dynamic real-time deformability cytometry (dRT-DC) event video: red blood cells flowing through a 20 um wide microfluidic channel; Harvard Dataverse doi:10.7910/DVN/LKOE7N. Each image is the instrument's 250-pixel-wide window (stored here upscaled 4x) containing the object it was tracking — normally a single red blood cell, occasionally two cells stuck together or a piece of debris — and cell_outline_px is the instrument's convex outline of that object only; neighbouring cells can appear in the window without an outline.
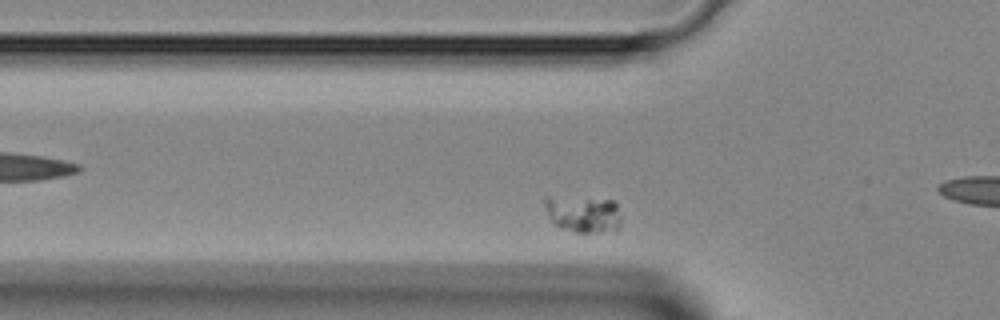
{"species": "Egyptian fruit bat (a non-hibernating species)", "species_latin": "Rousettus aegyptiacus", "temperature_condition": "room temperature", "stored_images_in_passage": 32, "camera_frame_rate_fps": 3000, "um_per_image_px": 0.085, "animal": {"sex": "female"}, "frame": {"image": 1, "passage_image": 8, "time_ms": 2.333, "image_size_px": [1000, 320], "cell_outline_px": [[620, 228], [600, 232], [576, 232], [560, 228], [548, 216], [544, 204], [544, 196], [548, 196], [612, 200], [616, 204], [620, 216]], "centroid_in_image_um": [49.55, 18.18], "position_along_channel_um": 76.3, "area_um2": 16.24}}
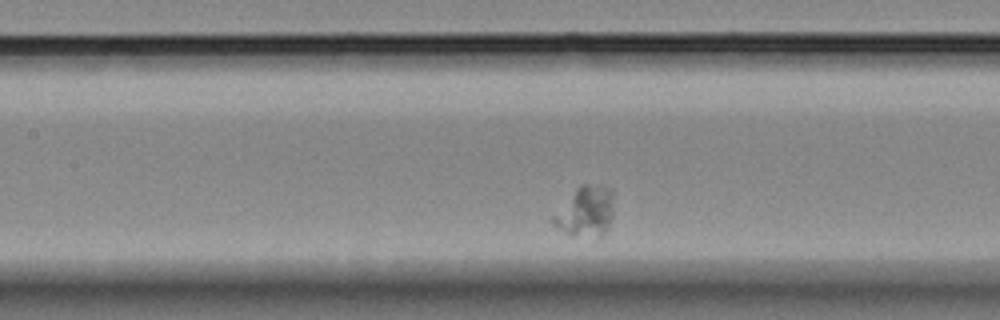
{"frame": {"image": 2, "passage_image": 14, "time_ms": 4.333, "image_size_px": [1000, 320], "cell_outline_px": [[612, 216], [600, 240], [572, 236], [564, 232], [552, 224], [552, 216], [576, 188], [580, 184], [588, 184], [608, 188], [612, 192]], "centroid_in_image_um": [49.75, 18.04], "position_along_channel_um": 157.6, "area_um2": 17.8}}
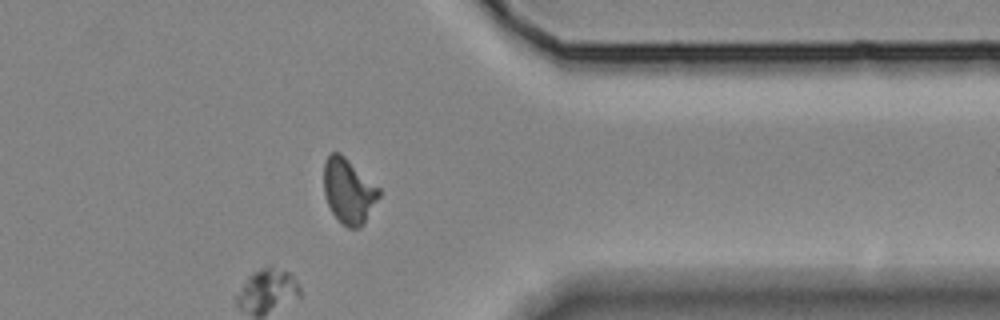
{"frame": {"image": 3, "passage_image": 32, "time_ms": 10.333, "image_size_px": [1000, 320], "cell_outline_px": [[380, 196], [364, 224], [360, 228], [348, 228], [332, 212], [328, 204], [324, 192], [324, 164], [328, 156], [332, 152], [340, 152], [380, 188]], "centroid_in_image_um": [29.65, 16.23], "position_along_channel_um": 381.8, "area_um2": 20.75}}